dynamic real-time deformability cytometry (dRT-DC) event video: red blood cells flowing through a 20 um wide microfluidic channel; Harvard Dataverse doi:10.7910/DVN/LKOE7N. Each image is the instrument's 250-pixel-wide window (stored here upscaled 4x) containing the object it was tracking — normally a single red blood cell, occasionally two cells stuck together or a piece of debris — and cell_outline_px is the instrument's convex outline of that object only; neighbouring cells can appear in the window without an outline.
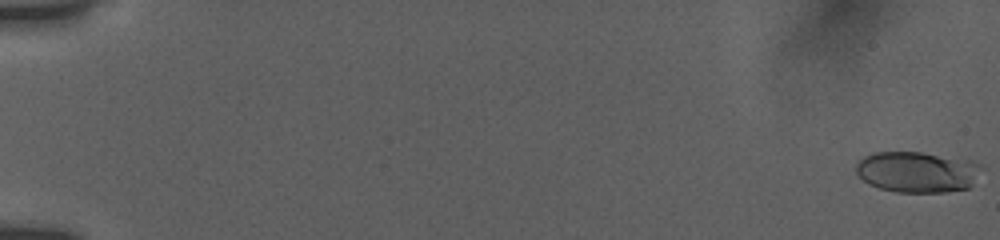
{"species": "human", "species_latin": "Homo sapiens", "temperature_condition": "room temperature", "stored_images_in_passage": 56, "camera_frame_rate_fps": 3000, "um_per_image_px": 0.085, "donor": {"sex": "female"}, "frame": {"image": 1, "passage_image": 1, "time_ms": 0.0, "image_size_px": [1000, 240], "cell_outline_px": [[984, 168], [968, 188], [944, 192], [896, 192], [880, 188], [868, 184], [856, 172], [856, 164], [864, 156], [872, 152], [920, 152], [972, 160], [984, 164]], "centroid_in_image_um": [78.0, 14.6], "position_along_channel_um": 7.0, "area_um2": 30.11}}
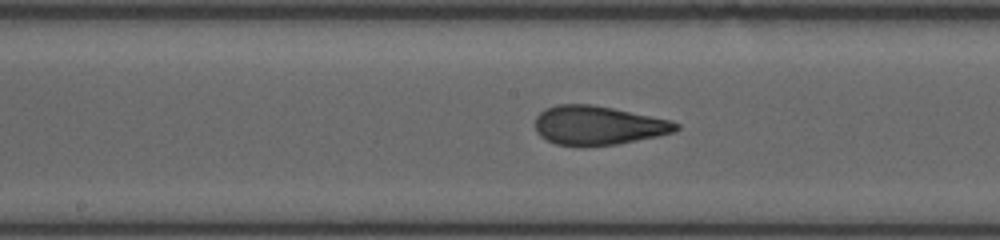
{"frame": {"image": 2, "passage_image": 31, "time_ms": 10.0, "image_size_px": [1000, 240], "cell_outline_px": [[680, 128], [672, 132], [656, 136], [616, 144], [556, 144], [540, 136], [536, 132], [536, 116], [544, 108], [556, 104], [592, 104], [672, 120], [680, 124]], "centroid_in_image_um": [50.83, 10.62], "position_along_channel_um": 197.4, "area_um2": 31.44}}
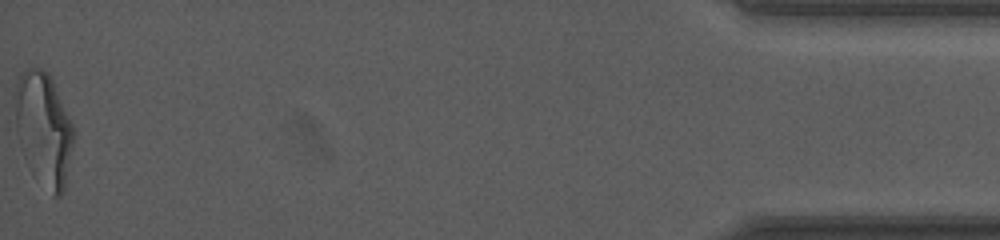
{"frame": {"image": 3, "passage_image": 56, "time_ms": 18.333, "image_size_px": [1000, 240], "cell_outline_px": [[72, 144], [64, 192], [60, 196], [52, 196], [16, 128], [12, 96], [20, 72], [28, 68], [44, 68], [48, 72], [52, 80], [72, 124]], "centroid_in_image_um": [3.72, 10.75], "position_along_channel_um": 431.5, "area_um2": 36.3}, "authors_computed_cell_mechanics": {"area_um2": 31.6166, "velocity_mm_per_s": 3.8504, "shape_relaxation_time_tau1_ms": 7.1511, "shape_relaxation_time_tau2_ms": 1.0429, "deformation_change_tau1": 0.2544, "deformation_change_tau2": 0.0945}}